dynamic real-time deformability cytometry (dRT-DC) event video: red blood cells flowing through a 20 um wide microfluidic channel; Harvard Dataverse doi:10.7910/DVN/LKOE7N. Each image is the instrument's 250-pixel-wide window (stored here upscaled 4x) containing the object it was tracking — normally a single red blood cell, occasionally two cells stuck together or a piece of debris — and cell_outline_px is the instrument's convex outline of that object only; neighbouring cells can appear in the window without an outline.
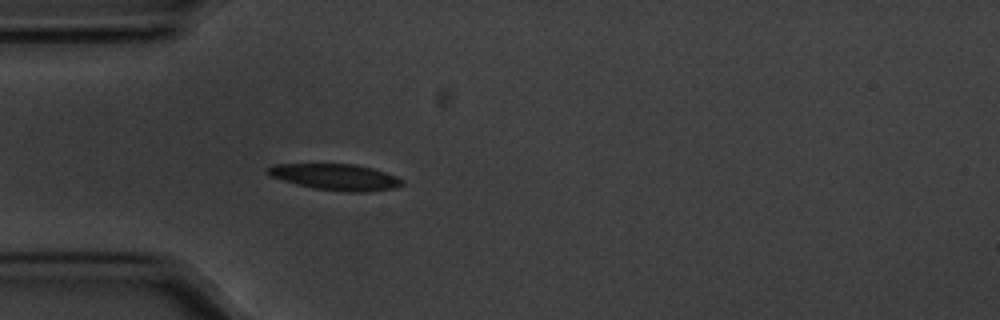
{"species": "common noctule bat (a hibernating species)", "species_latin": "Nyctalus noctula", "temperature_condition": "cold", "stored_images_in_passage": 28, "camera_frame_rate_fps": 3000, "um_per_image_px": 0.085, "animal": {"sex": "male", "body_mass_g": 20.1, "forearm_length_mm": 53.5}, "frame": {"image": 1, "passage_image": 5, "time_ms": 1.333, "image_size_px": [1000, 320], "cell_outline_px": [[404, 184], [396, 188], [364, 192], [348, 192], [312, 188], [268, 176], [264, 172], [264, 168], [276, 164], [356, 164], [372, 168], [396, 176], [404, 180]], "centroid_in_image_um": [28.5, 15.04], "position_along_channel_um": 56.5, "area_um2": 20.69}}
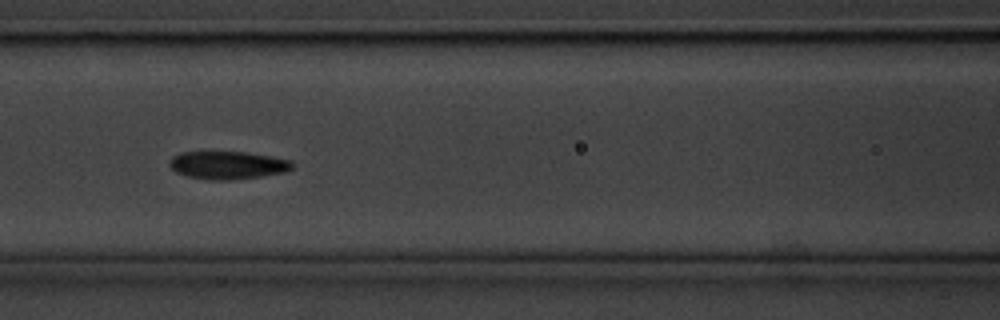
{"frame": {"image": 2, "passage_image": 13, "time_ms": 4.0, "image_size_px": [1000, 320], "cell_outline_px": [[296, 164], [292, 168], [284, 172], [260, 176], [232, 180], [212, 180], [188, 176], [176, 172], [168, 164], [168, 160], [172, 156], [180, 152], [248, 152], [292, 160]], "centroid_in_image_um": [19.36, 14.03], "position_along_channel_um": 147.2, "area_um2": 20.06}, "authors_computed_cell_mechanics": {"area_um2": 19.4497, "velocity_mm_per_s": 3.5745, "shape_relaxation_time_tau1_ms": 2.3063, "shape_relaxation_time_tau2_ms": null, "deformation_change_tau1": 0.0902, "deformation_change_tau2": null}}